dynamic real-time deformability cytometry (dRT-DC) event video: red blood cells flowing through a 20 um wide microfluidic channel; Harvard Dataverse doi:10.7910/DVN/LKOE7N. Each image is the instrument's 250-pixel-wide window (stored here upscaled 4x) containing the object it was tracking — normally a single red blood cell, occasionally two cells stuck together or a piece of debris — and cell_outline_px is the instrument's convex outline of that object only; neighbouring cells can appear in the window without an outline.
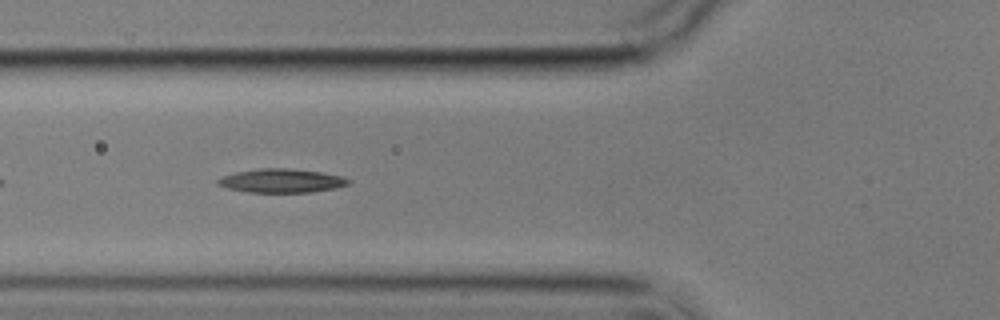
{"species": "common noctule bat (a hibernating species)", "species_latin": "Nyctalus noctula", "temperature_condition": "cold", "stored_images_in_passage": 8, "camera_frame_rate_fps": 3000, "um_per_image_px": 0.085, "animal": {"sex": "male", "body_mass_g": 17.9}, "frame": {"image": 1, "passage_image": 6, "time_ms": 5.667, "image_size_px": [1000, 320], "cell_outline_px": [[352, 180], [348, 184], [336, 188], [312, 192], [248, 192], [228, 188], [216, 184], [216, 180], [220, 176], [236, 172], [260, 168], [288, 168], [320, 172], [340, 176]], "centroid_in_image_um": [23.89, 15.36], "position_along_channel_um": 101.9, "area_um2": 18.09}}
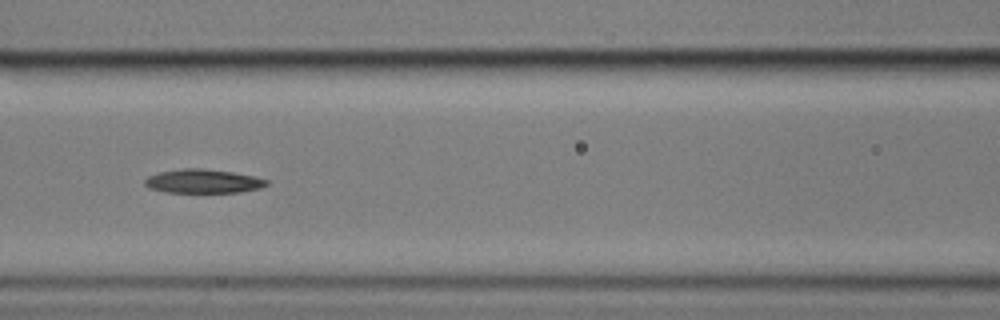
{"frame": {"image": 2, "passage_image": 7, "time_ms": 7.0, "image_size_px": [1000, 320], "cell_outline_px": [[268, 184], [260, 188], [240, 192], [164, 192], [148, 188], [144, 184], [144, 180], [148, 176], [160, 172], [184, 168], [204, 168], [232, 172], [256, 176], [268, 180]], "centroid_in_image_um": [17.26, 15.4], "position_along_channel_um": 149.3, "area_um2": 16.99}}
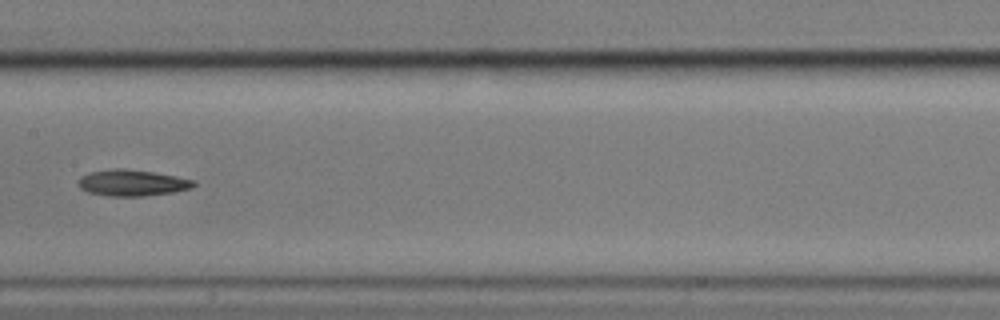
{"frame": {"image": 3, "passage_image": 8, "time_ms": 8.333, "image_size_px": [1000, 320], "cell_outline_px": [[196, 184], [192, 188], [176, 192], [144, 196], [108, 196], [88, 192], [80, 188], [76, 184], [76, 180], [80, 176], [92, 172], [116, 168], [124, 168], [152, 172], [176, 176], [196, 180]], "centroid_in_image_um": [11.24, 15.55], "position_along_channel_um": 196.2, "area_um2": 17.86}}